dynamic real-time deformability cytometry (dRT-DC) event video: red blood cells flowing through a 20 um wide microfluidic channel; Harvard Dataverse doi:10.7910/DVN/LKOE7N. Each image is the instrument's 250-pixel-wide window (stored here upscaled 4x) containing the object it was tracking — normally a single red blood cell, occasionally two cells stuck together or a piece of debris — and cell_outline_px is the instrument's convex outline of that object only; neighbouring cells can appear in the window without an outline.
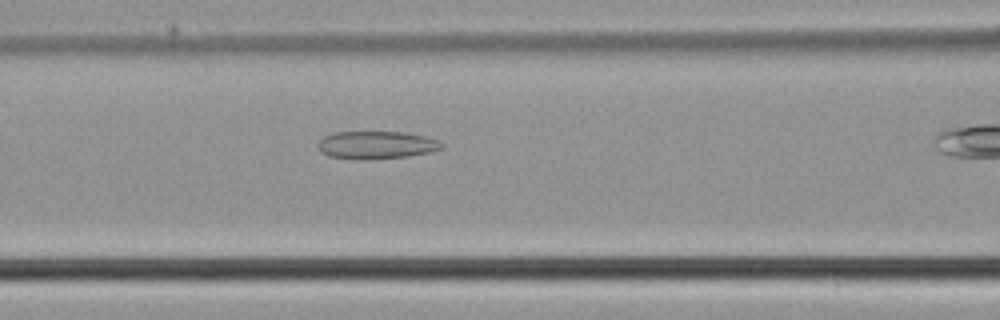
{"species": "common noctule bat (a hibernating species)", "species_latin": "Nyctalus noctula", "temperature_condition": "cold", "stored_images_in_passage": 17, "camera_frame_rate_fps": 3000, "um_per_image_px": 0.085, "animal": {"sex": "male", "body_mass_g": 21.5, "forearm_length_mm": 52.0}, "frame": {"image": 1, "passage_image": 10, "time_ms": 3.0, "image_size_px": [1000, 320], "cell_outline_px": [[444, 148], [432, 152], [408, 156], [328, 156], [320, 152], [316, 144], [324, 136], [332, 132], [404, 132], [424, 136], [436, 140], [444, 144]], "centroid_in_image_um": [32.02, 12.26], "position_along_channel_um": 134.6, "area_um2": 19.02}}
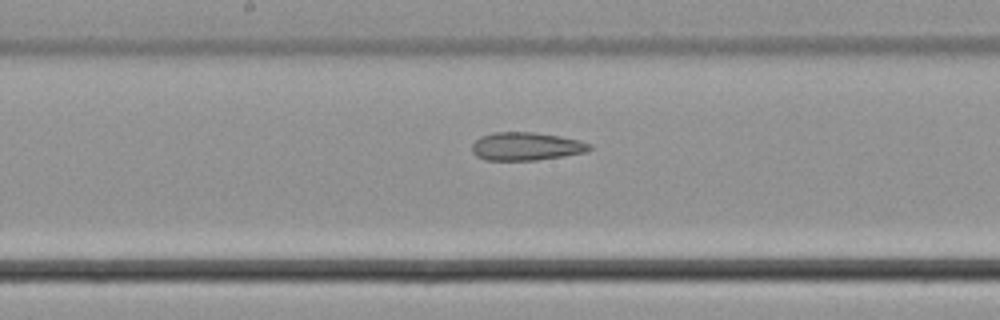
{"frame": {"image": 2, "passage_image": 15, "time_ms": 4.667, "image_size_px": [1000, 320], "cell_outline_px": [[592, 148], [588, 152], [564, 156], [536, 160], [484, 160], [476, 156], [472, 152], [472, 144], [480, 136], [492, 132], [532, 132], [560, 136], [580, 140], [592, 144]], "centroid_in_image_um": [44.74, 12.44], "position_along_channel_um": 203.5, "area_um2": 19.48}}